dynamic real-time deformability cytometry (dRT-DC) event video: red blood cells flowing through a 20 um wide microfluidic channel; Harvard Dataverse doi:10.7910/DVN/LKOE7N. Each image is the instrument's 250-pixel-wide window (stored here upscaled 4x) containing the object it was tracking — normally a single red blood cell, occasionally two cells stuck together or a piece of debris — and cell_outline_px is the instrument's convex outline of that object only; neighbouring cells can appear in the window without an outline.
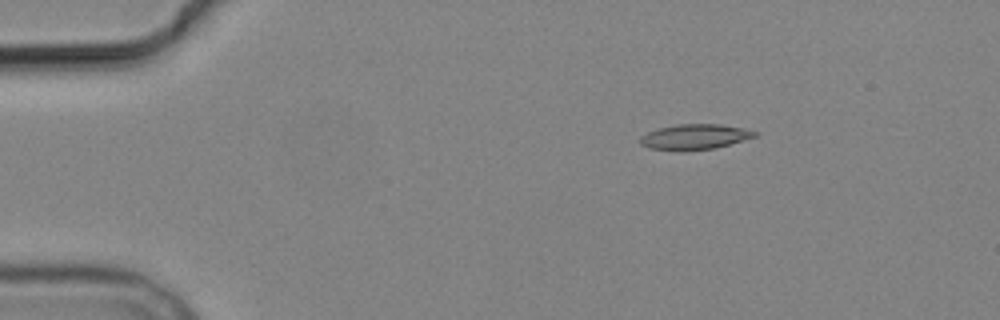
{"species": "common noctule bat (a hibernating species)", "species_latin": "Nyctalus noctula", "temperature_condition": "cold", "stored_images_in_passage": 8, "camera_frame_rate_fps": 3000, "um_per_image_px": 0.085, "animal": {"sex": "male", "body_mass_g": 19.2, "forearm_length_mm": 51.8}, "frame": {"image": 1, "passage_image": 2, "time_ms": 2.0, "image_size_px": [1000, 320], "cell_outline_px": [[760, 132], [756, 136], [744, 140], [716, 148], [680, 152], [648, 148], [640, 144], [640, 136], [656, 128], [676, 124], [720, 124], [744, 128]], "centroid_in_image_um": [59.03, 11.64], "position_along_channel_um": 26.0, "area_um2": 17.34}}
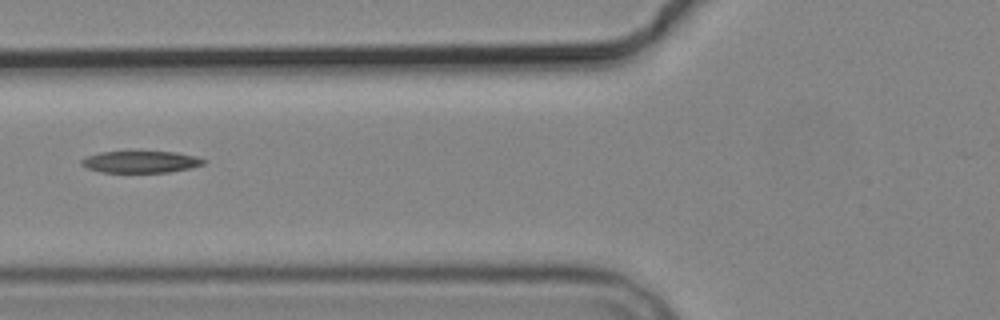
{"frame": {"image": 2, "passage_image": 5, "time_ms": 6.333, "image_size_px": [1000, 320], "cell_outline_px": [[208, 160], [204, 164], [192, 168], [168, 172], [100, 172], [88, 168], [80, 164], [80, 160], [88, 156], [100, 152], [176, 152], [196, 156]], "centroid_in_image_um": [12.0, 13.76], "position_along_channel_um": 113.8, "area_um2": 15.49}}
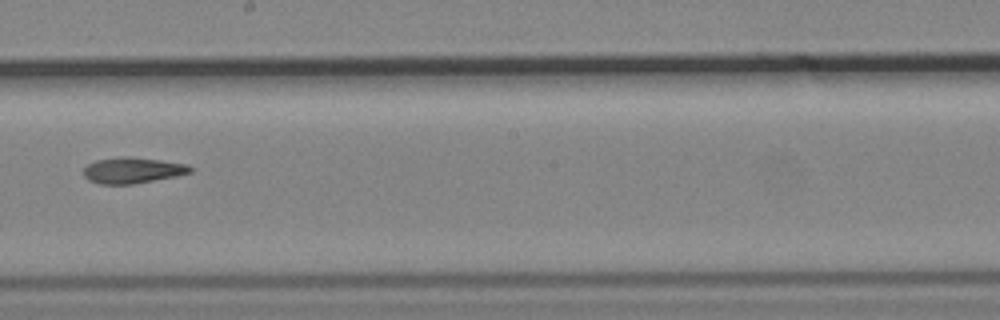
{"frame": {"image": 3, "passage_image": 8, "time_ms": 9.667, "image_size_px": [1000, 320], "cell_outline_px": [[192, 172], [176, 176], [132, 184], [100, 184], [88, 180], [84, 176], [84, 168], [88, 164], [96, 160], [124, 156], [128, 156], [160, 160], [188, 164], [192, 168]], "centroid_in_image_um": [11.26, 14.47], "position_along_channel_um": 236.9, "area_um2": 16.07}}